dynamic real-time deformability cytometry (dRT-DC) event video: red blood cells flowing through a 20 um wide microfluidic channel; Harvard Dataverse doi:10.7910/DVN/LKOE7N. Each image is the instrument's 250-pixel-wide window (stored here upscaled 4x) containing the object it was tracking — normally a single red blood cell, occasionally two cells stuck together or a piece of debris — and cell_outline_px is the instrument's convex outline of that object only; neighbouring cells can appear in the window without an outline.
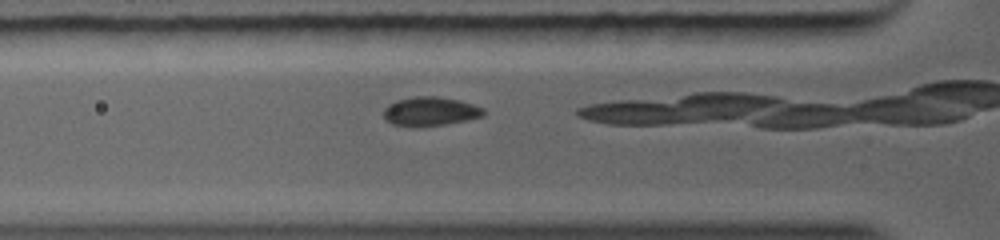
{"species": "common noctule bat (a hibernating species)", "species_latin": "Nyctalus noctula", "temperature_condition": "warm", "stored_images_in_passage": 17, "camera_frame_rate_fps": 5000, "um_per_image_px": 0.085, "animal": {"sex": "female", "body_mass_g": 19.0, "forearm_length_mm": 56.7}, "frame": {"image": 1, "passage_image": 3, "time_ms": 0.6, "image_size_px": [1000, 240], "cell_outline_px": [[484, 116], [468, 120], [444, 124], [392, 124], [384, 116], [384, 108], [388, 104], [396, 100], [416, 96], [436, 96], [460, 100], [484, 108]], "centroid_in_image_um": [36.62, 9.42], "position_along_channel_um": 89.2, "area_um2": 16.3}}